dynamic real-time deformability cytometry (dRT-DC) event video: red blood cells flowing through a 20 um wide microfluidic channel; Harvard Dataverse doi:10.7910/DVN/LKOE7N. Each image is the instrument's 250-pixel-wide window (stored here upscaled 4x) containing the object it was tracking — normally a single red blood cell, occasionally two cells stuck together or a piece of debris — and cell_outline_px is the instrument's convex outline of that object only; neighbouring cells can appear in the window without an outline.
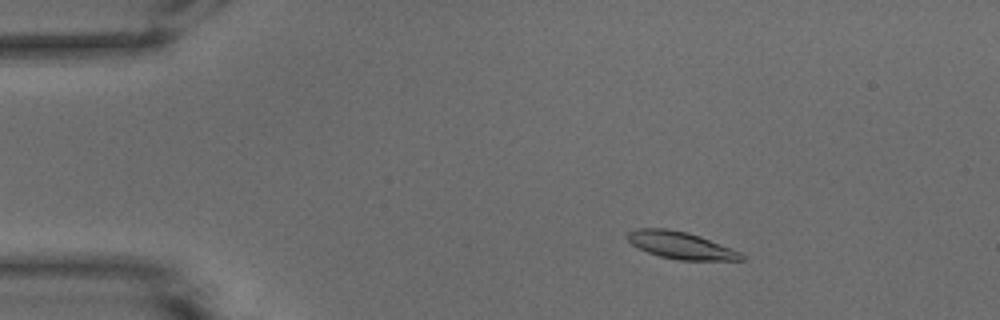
{"species": "common noctule bat (a hibernating species)", "species_latin": "Nyctalus noctula", "temperature_condition": "warm", "stored_images_in_passage": 52, "camera_frame_rate_fps": 3000, "um_per_image_px": 0.085, "animal": {"sex": "male", "body_mass_g": 15.6}, "frame": {"image": 1, "passage_image": 8, "time_ms": 2.333, "image_size_px": [1000, 320], "cell_outline_px": [[744, 260], [680, 260], [660, 256], [648, 252], [632, 244], [628, 240], [628, 232], [636, 228], [668, 228], [688, 232], [700, 236], [740, 252], [744, 256]], "centroid_in_image_um": [57.86, 20.84], "position_along_channel_um": 27.1, "area_um2": 17.8}}
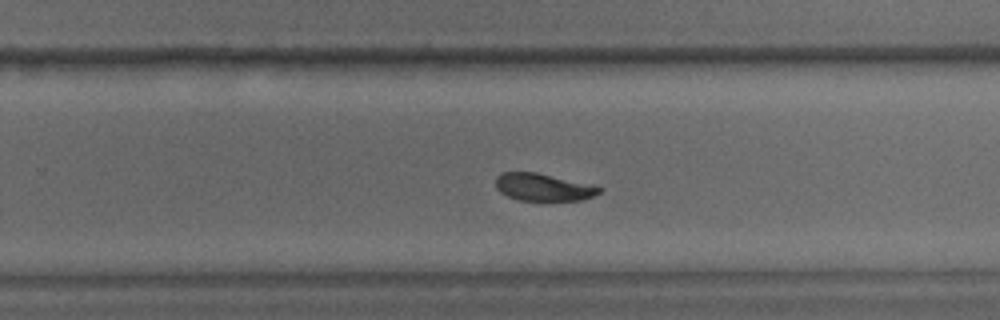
{"frame": {"image": 2, "passage_image": 33, "time_ms": 10.667, "image_size_px": [1000, 320], "cell_outline_px": [[600, 192], [584, 200], [520, 200], [508, 196], [500, 192], [496, 188], [496, 176], [500, 172], [536, 172], [600, 188]], "centroid_in_image_um": [46.07, 15.91], "position_along_channel_um": 283.7, "area_um2": 16.01}}
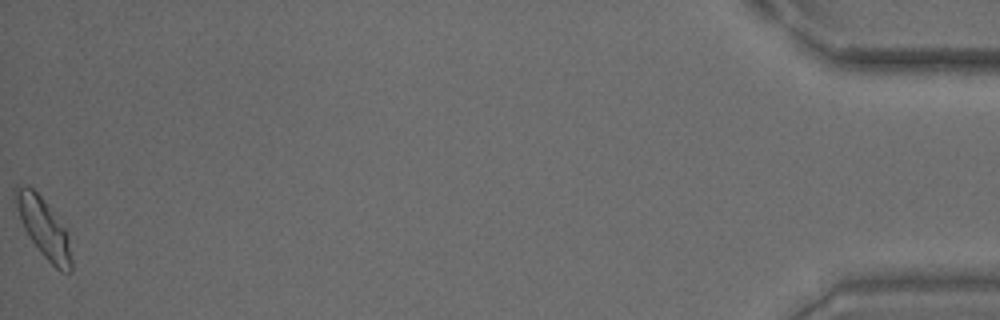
{"frame": {"image": 3, "passage_image": 52, "time_ms": 17.0, "image_size_px": [1000, 320], "cell_outline_px": [[72, 272], [60, 272], [40, 252], [28, 236], [24, 228], [16, 208], [16, 188], [24, 184], [28, 184], [40, 196], [64, 228], [68, 236], [72, 260]], "centroid_in_image_um": [3.72, 19.41], "position_along_channel_um": 431.5, "area_um2": 18.73}, "authors_computed_cell_mechanics": {"area_um2": 17.8024, "velocity_mm_per_s": 3.8653, "shape_relaxation_time_tau1_ms": 3.1359, "shape_relaxation_time_tau2_ms": 8.9937, "deformation_change_tau1": 0.1235, "deformation_change_tau2": 0.1256}}